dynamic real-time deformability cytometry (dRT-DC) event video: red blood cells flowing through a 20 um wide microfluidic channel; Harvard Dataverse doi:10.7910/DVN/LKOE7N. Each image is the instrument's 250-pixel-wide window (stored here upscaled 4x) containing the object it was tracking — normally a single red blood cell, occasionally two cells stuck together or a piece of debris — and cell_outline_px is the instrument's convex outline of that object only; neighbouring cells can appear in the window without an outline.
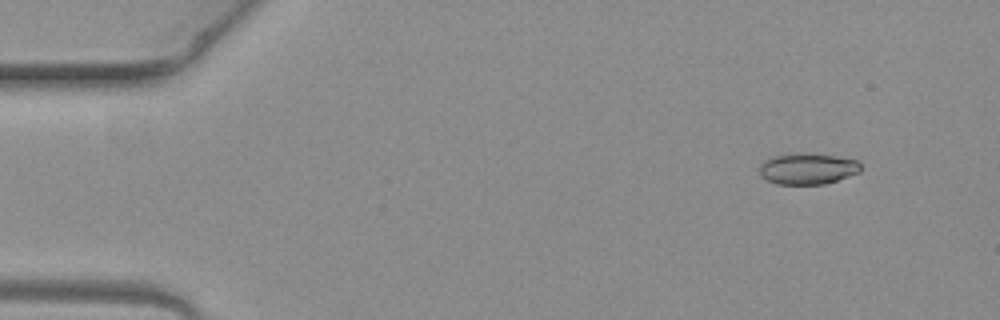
{"species": "common noctule bat (a hibernating species)", "species_latin": "Nyctalus noctula", "temperature_condition": "warm", "stored_images_in_passage": 4, "camera_frame_rate_fps": 3000, "um_per_image_px": 0.085, "animal": {"sex": "female", "body_mass_g": 19.3, "forearm_length_mm": 54.1}, "frame": {"image": 1, "passage_image": 1, "time_ms": 0.0, "image_size_px": [1000, 320], "cell_outline_px": [[860, 172], [824, 184], [776, 184], [760, 176], [760, 164], [764, 160], [772, 156], [800, 152], [808, 152], [836, 156], [856, 160], [860, 164]], "centroid_in_image_um": [68.61, 14.32], "position_along_channel_um": 16.4, "area_um2": 18.5}}
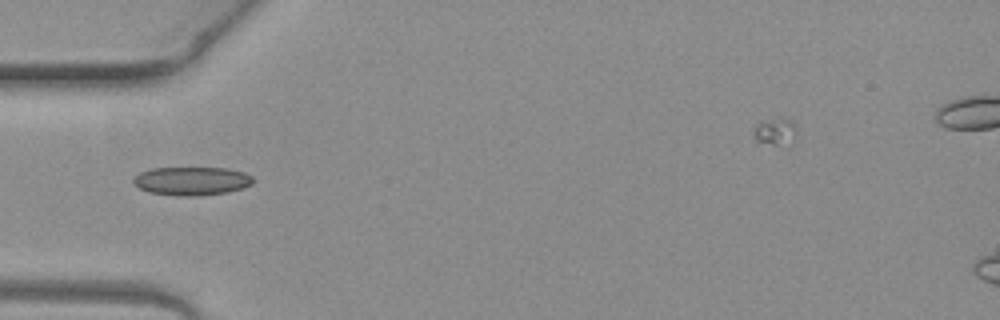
{"frame": {"image": 2, "passage_image": 4, "time_ms": 1.0, "image_size_px": [1000, 320], "cell_outline_px": [[252, 184], [240, 188], [224, 192], [200, 196], [176, 196], [148, 192], [140, 188], [132, 180], [140, 172], [152, 168], [224, 168], [244, 172], [252, 176]], "centroid_in_image_um": [16.27, 15.38], "position_along_channel_um": 68.7, "area_um2": 19.65}}